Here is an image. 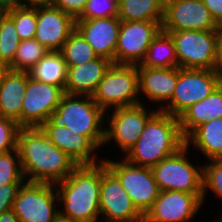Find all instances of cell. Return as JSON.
<instances>
[{
    "label": "cell",
    "instance_id": "obj_1",
    "mask_svg": "<svg viewBox=\"0 0 222 222\" xmlns=\"http://www.w3.org/2000/svg\"><path fill=\"white\" fill-rule=\"evenodd\" d=\"M17 149L24 179H28L26 182L56 184L79 166L58 149L40 127L20 128Z\"/></svg>",
    "mask_w": 222,
    "mask_h": 222
},
{
    "label": "cell",
    "instance_id": "obj_2",
    "mask_svg": "<svg viewBox=\"0 0 222 222\" xmlns=\"http://www.w3.org/2000/svg\"><path fill=\"white\" fill-rule=\"evenodd\" d=\"M101 162L79 165L65 180L56 183L59 215L78 222H97L100 216Z\"/></svg>",
    "mask_w": 222,
    "mask_h": 222
},
{
    "label": "cell",
    "instance_id": "obj_3",
    "mask_svg": "<svg viewBox=\"0 0 222 222\" xmlns=\"http://www.w3.org/2000/svg\"><path fill=\"white\" fill-rule=\"evenodd\" d=\"M184 145L179 118L158 110L124 158L134 165L153 168Z\"/></svg>",
    "mask_w": 222,
    "mask_h": 222
},
{
    "label": "cell",
    "instance_id": "obj_4",
    "mask_svg": "<svg viewBox=\"0 0 222 222\" xmlns=\"http://www.w3.org/2000/svg\"><path fill=\"white\" fill-rule=\"evenodd\" d=\"M78 97V98H77ZM85 98V99H84ZM106 112L89 95L64 94L53 119L70 128L75 134L86 136L97 148L103 146Z\"/></svg>",
    "mask_w": 222,
    "mask_h": 222
},
{
    "label": "cell",
    "instance_id": "obj_5",
    "mask_svg": "<svg viewBox=\"0 0 222 222\" xmlns=\"http://www.w3.org/2000/svg\"><path fill=\"white\" fill-rule=\"evenodd\" d=\"M137 65L112 64L100 81L93 100L107 113L113 107L121 108L143 104L138 99Z\"/></svg>",
    "mask_w": 222,
    "mask_h": 222
},
{
    "label": "cell",
    "instance_id": "obj_6",
    "mask_svg": "<svg viewBox=\"0 0 222 222\" xmlns=\"http://www.w3.org/2000/svg\"><path fill=\"white\" fill-rule=\"evenodd\" d=\"M168 34L175 45L179 68L216 69L219 30H181Z\"/></svg>",
    "mask_w": 222,
    "mask_h": 222
},
{
    "label": "cell",
    "instance_id": "obj_7",
    "mask_svg": "<svg viewBox=\"0 0 222 222\" xmlns=\"http://www.w3.org/2000/svg\"><path fill=\"white\" fill-rule=\"evenodd\" d=\"M222 84L221 75L213 70L179 68L172 98L158 110L179 117L187 108L203 100Z\"/></svg>",
    "mask_w": 222,
    "mask_h": 222
},
{
    "label": "cell",
    "instance_id": "obj_8",
    "mask_svg": "<svg viewBox=\"0 0 222 222\" xmlns=\"http://www.w3.org/2000/svg\"><path fill=\"white\" fill-rule=\"evenodd\" d=\"M188 148L185 144L152 168L160 191L203 193V167L197 169L187 159Z\"/></svg>",
    "mask_w": 222,
    "mask_h": 222
},
{
    "label": "cell",
    "instance_id": "obj_9",
    "mask_svg": "<svg viewBox=\"0 0 222 222\" xmlns=\"http://www.w3.org/2000/svg\"><path fill=\"white\" fill-rule=\"evenodd\" d=\"M55 187V184L25 181L12 207L20 222H55L60 210L56 207L59 200Z\"/></svg>",
    "mask_w": 222,
    "mask_h": 222
},
{
    "label": "cell",
    "instance_id": "obj_10",
    "mask_svg": "<svg viewBox=\"0 0 222 222\" xmlns=\"http://www.w3.org/2000/svg\"><path fill=\"white\" fill-rule=\"evenodd\" d=\"M102 160L121 182L136 209L145 216L160 193L152 168L134 165L125 158L122 162L121 160L115 162L106 158Z\"/></svg>",
    "mask_w": 222,
    "mask_h": 222
},
{
    "label": "cell",
    "instance_id": "obj_11",
    "mask_svg": "<svg viewBox=\"0 0 222 222\" xmlns=\"http://www.w3.org/2000/svg\"><path fill=\"white\" fill-rule=\"evenodd\" d=\"M64 94L61 87L37 81L28 73L21 110V128L41 127L53 118Z\"/></svg>",
    "mask_w": 222,
    "mask_h": 222
},
{
    "label": "cell",
    "instance_id": "obj_12",
    "mask_svg": "<svg viewBox=\"0 0 222 222\" xmlns=\"http://www.w3.org/2000/svg\"><path fill=\"white\" fill-rule=\"evenodd\" d=\"M101 161L100 215L104 222H143L144 216L123 189L118 178Z\"/></svg>",
    "mask_w": 222,
    "mask_h": 222
},
{
    "label": "cell",
    "instance_id": "obj_13",
    "mask_svg": "<svg viewBox=\"0 0 222 222\" xmlns=\"http://www.w3.org/2000/svg\"><path fill=\"white\" fill-rule=\"evenodd\" d=\"M162 22L121 21L115 64L140 65Z\"/></svg>",
    "mask_w": 222,
    "mask_h": 222
},
{
    "label": "cell",
    "instance_id": "obj_14",
    "mask_svg": "<svg viewBox=\"0 0 222 222\" xmlns=\"http://www.w3.org/2000/svg\"><path fill=\"white\" fill-rule=\"evenodd\" d=\"M162 31L219 30L202 0H164Z\"/></svg>",
    "mask_w": 222,
    "mask_h": 222
},
{
    "label": "cell",
    "instance_id": "obj_15",
    "mask_svg": "<svg viewBox=\"0 0 222 222\" xmlns=\"http://www.w3.org/2000/svg\"><path fill=\"white\" fill-rule=\"evenodd\" d=\"M109 117L110 127L105 128L104 145L114 139L121 150L127 153L139 139L148 120L158 111H147L142 104L113 109Z\"/></svg>",
    "mask_w": 222,
    "mask_h": 222
},
{
    "label": "cell",
    "instance_id": "obj_16",
    "mask_svg": "<svg viewBox=\"0 0 222 222\" xmlns=\"http://www.w3.org/2000/svg\"><path fill=\"white\" fill-rule=\"evenodd\" d=\"M203 193L160 191L143 222H188L201 205Z\"/></svg>",
    "mask_w": 222,
    "mask_h": 222
},
{
    "label": "cell",
    "instance_id": "obj_17",
    "mask_svg": "<svg viewBox=\"0 0 222 222\" xmlns=\"http://www.w3.org/2000/svg\"><path fill=\"white\" fill-rule=\"evenodd\" d=\"M76 20L51 4H37L35 37L49 51H60L75 30Z\"/></svg>",
    "mask_w": 222,
    "mask_h": 222
},
{
    "label": "cell",
    "instance_id": "obj_18",
    "mask_svg": "<svg viewBox=\"0 0 222 222\" xmlns=\"http://www.w3.org/2000/svg\"><path fill=\"white\" fill-rule=\"evenodd\" d=\"M118 16L76 20L75 29L92 46L95 54L115 64V50L120 32Z\"/></svg>",
    "mask_w": 222,
    "mask_h": 222
},
{
    "label": "cell",
    "instance_id": "obj_19",
    "mask_svg": "<svg viewBox=\"0 0 222 222\" xmlns=\"http://www.w3.org/2000/svg\"><path fill=\"white\" fill-rule=\"evenodd\" d=\"M48 139L60 150L68 154L78 165L98 164L95 152L97 147L84 135L75 134L70 128L53 118L41 127Z\"/></svg>",
    "mask_w": 222,
    "mask_h": 222
},
{
    "label": "cell",
    "instance_id": "obj_20",
    "mask_svg": "<svg viewBox=\"0 0 222 222\" xmlns=\"http://www.w3.org/2000/svg\"><path fill=\"white\" fill-rule=\"evenodd\" d=\"M137 69L139 95L142 92L151 102L169 103L178 81L179 67H137Z\"/></svg>",
    "mask_w": 222,
    "mask_h": 222
},
{
    "label": "cell",
    "instance_id": "obj_21",
    "mask_svg": "<svg viewBox=\"0 0 222 222\" xmlns=\"http://www.w3.org/2000/svg\"><path fill=\"white\" fill-rule=\"evenodd\" d=\"M112 64L108 59L97 57L87 63L69 67L65 93L92 96Z\"/></svg>",
    "mask_w": 222,
    "mask_h": 222
},
{
    "label": "cell",
    "instance_id": "obj_22",
    "mask_svg": "<svg viewBox=\"0 0 222 222\" xmlns=\"http://www.w3.org/2000/svg\"><path fill=\"white\" fill-rule=\"evenodd\" d=\"M28 84V72L10 71L0 82V116L21 127L22 103Z\"/></svg>",
    "mask_w": 222,
    "mask_h": 222
},
{
    "label": "cell",
    "instance_id": "obj_23",
    "mask_svg": "<svg viewBox=\"0 0 222 222\" xmlns=\"http://www.w3.org/2000/svg\"><path fill=\"white\" fill-rule=\"evenodd\" d=\"M178 118L184 138L199 125L222 118V84L209 96L187 108Z\"/></svg>",
    "mask_w": 222,
    "mask_h": 222
},
{
    "label": "cell",
    "instance_id": "obj_24",
    "mask_svg": "<svg viewBox=\"0 0 222 222\" xmlns=\"http://www.w3.org/2000/svg\"><path fill=\"white\" fill-rule=\"evenodd\" d=\"M185 144L195 145L203 155L212 159H222V118L213 119L196 127L186 138Z\"/></svg>",
    "mask_w": 222,
    "mask_h": 222
},
{
    "label": "cell",
    "instance_id": "obj_25",
    "mask_svg": "<svg viewBox=\"0 0 222 222\" xmlns=\"http://www.w3.org/2000/svg\"><path fill=\"white\" fill-rule=\"evenodd\" d=\"M68 67L60 51L47 54L29 71V76L37 81L61 87L65 92Z\"/></svg>",
    "mask_w": 222,
    "mask_h": 222
},
{
    "label": "cell",
    "instance_id": "obj_26",
    "mask_svg": "<svg viewBox=\"0 0 222 222\" xmlns=\"http://www.w3.org/2000/svg\"><path fill=\"white\" fill-rule=\"evenodd\" d=\"M164 0H121L118 18L121 21L163 22Z\"/></svg>",
    "mask_w": 222,
    "mask_h": 222
},
{
    "label": "cell",
    "instance_id": "obj_27",
    "mask_svg": "<svg viewBox=\"0 0 222 222\" xmlns=\"http://www.w3.org/2000/svg\"><path fill=\"white\" fill-rule=\"evenodd\" d=\"M137 67H178L175 45L171 36L161 30L149 45L145 58Z\"/></svg>",
    "mask_w": 222,
    "mask_h": 222
},
{
    "label": "cell",
    "instance_id": "obj_28",
    "mask_svg": "<svg viewBox=\"0 0 222 222\" xmlns=\"http://www.w3.org/2000/svg\"><path fill=\"white\" fill-rule=\"evenodd\" d=\"M62 53L67 67L80 65L96 59L92 46L75 29L64 43Z\"/></svg>",
    "mask_w": 222,
    "mask_h": 222
},
{
    "label": "cell",
    "instance_id": "obj_29",
    "mask_svg": "<svg viewBox=\"0 0 222 222\" xmlns=\"http://www.w3.org/2000/svg\"><path fill=\"white\" fill-rule=\"evenodd\" d=\"M49 50L36 39L20 41L13 62L9 65L12 71L28 72Z\"/></svg>",
    "mask_w": 222,
    "mask_h": 222
},
{
    "label": "cell",
    "instance_id": "obj_30",
    "mask_svg": "<svg viewBox=\"0 0 222 222\" xmlns=\"http://www.w3.org/2000/svg\"><path fill=\"white\" fill-rule=\"evenodd\" d=\"M12 18L20 41L35 37L37 25V5H25L6 11Z\"/></svg>",
    "mask_w": 222,
    "mask_h": 222
},
{
    "label": "cell",
    "instance_id": "obj_31",
    "mask_svg": "<svg viewBox=\"0 0 222 222\" xmlns=\"http://www.w3.org/2000/svg\"><path fill=\"white\" fill-rule=\"evenodd\" d=\"M20 39L12 18L4 12L0 17V60L10 65L16 54Z\"/></svg>",
    "mask_w": 222,
    "mask_h": 222
},
{
    "label": "cell",
    "instance_id": "obj_32",
    "mask_svg": "<svg viewBox=\"0 0 222 222\" xmlns=\"http://www.w3.org/2000/svg\"><path fill=\"white\" fill-rule=\"evenodd\" d=\"M18 149L0 154V185L23 184L24 181Z\"/></svg>",
    "mask_w": 222,
    "mask_h": 222
},
{
    "label": "cell",
    "instance_id": "obj_33",
    "mask_svg": "<svg viewBox=\"0 0 222 222\" xmlns=\"http://www.w3.org/2000/svg\"><path fill=\"white\" fill-rule=\"evenodd\" d=\"M203 198L205 199L206 190L211 189L222 198V159H212L203 165Z\"/></svg>",
    "mask_w": 222,
    "mask_h": 222
},
{
    "label": "cell",
    "instance_id": "obj_34",
    "mask_svg": "<svg viewBox=\"0 0 222 222\" xmlns=\"http://www.w3.org/2000/svg\"><path fill=\"white\" fill-rule=\"evenodd\" d=\"M118 16V5L110 0H88L82 15L76 20Z\"/></svg>",
    "mask_w": 222,
    "mask_h": 222
},
{
    "label": "cell",
    "instance_id": "obj_35",
    "mask_svg": "<svg viewBox=\"0 0 222 222\" xmlns=\"http://www.w3.org/2000/svg\"><path fill=\"white\" fill-rule=\"evenodd\" d=\"M20 128L17 122L0 116V154L17 149Z\"/></svg>",
    "mask_w": 222,
    "mask_h": 222
},
{
    "label": "cell",
    "instance_id": "obj_36",
    "mask_svg": "<svg viewBox=\"0 0 222 222\" xmlns=\"http://www.w3.org/2000/svg\"><path fill=\"white\" fill-rule=\"evenodd\" d=\"M87 1L88 0H52L50 4L61 9L76 20L82 15Z\"/></svg>",
    "mask_w": 222,
    "mask_h": 222
},
{
    "label": "cell",
    "instance_id": "obj_37",
    "mask_svg": "<svg viewBox=\"0 0 222 222\" xmlns=\"http://www.w3.org/2000/svg\"><path fill=\"white\" fill-rule=\"evenodd\" d=\"M22 184L0 185V214L12 209L13 203Z\"/></svg>",
    "mask_w": 222,
    "mask_h": 222
},
{
    "label": "cell",
    "instance_id": "obj_38",
    "mask_svg": "<svg viewBox=\"0 0 222 222\" xmlns=\"http://www.w3.org/2000/svg\"><path fill=\"white\" fill-rule=\"evenodd\" d=\"M219 26H222V0H202Z\"/></svg>",
    "mask_w": 222,
    "mask_h": 222
},
{
    "label": "cell",
    "instance_id": "obj_39",
    "mask_svg": "<svg viewBox=\"0 0 222 222\" xmlns=\"http://www.w3.org/2000/svg\"><path fill=\"white\" fill-rule=\"evenodd\" d=\"M25 5V0H0V9L4 12Z\"/></svg>",
    "mask_w": 222,
    "mask_h": 222
},
{
    "label": "cell",
    "instance_id": "obj_40",
    "mask_svg": "<svg viewBox=\"0 0 222 222\" xmlns=\"http://www.w3.org/2000/svg\"><path fill=\"white\" fill-rule=\"evenodd\" d=\"M216 71L221 75L222 78V26L219 28V42H218V57Z\"/></svg>",
    "mask_w": 222,
    "mask_h": 222
},
{
    "label": "cell",
    "instance_id": "obj_41",
    "mask_svg": "<svg viewBox=\"0 0 222 222\" xmlns=\"http://www.w3.org/2000/svg\"><path fill=\"white\" fill-rule=\"evenodd\" d=\"M0 222H20V220L11 209L0 214Z\"/></svg>",
    "mask_w": 222,
    "mask_h": 222
},
{
    "label": "cell",
    "instance_id": "obj_42",
    "mask_svg": "<svg viewBox=\"0 0 222 222\" xmlns=\"http://www.w3.org/2000/svg\"><path fill=\"white\" fill-rule=\"evenodd\" d=\"M11 71L10 66L0 60V82L5 78V76Z\"/></svg>",
    "mask_w": 222,
    "mask_h": 222
},
{
    "label": "cell",
    "instance_id": "obj_43",
    "mask_svg": "<svg viewBox=\"0 0 222 222\" xmlns=\"http://www.w3.org/2000/svg\"><path fill=\"white\" fill-rule=\"evenodd\" d=\"M26 5L50 4L52 0H25Z\"/></svg>",
    "mask_w": 222,
    "mask_h": 222
},
{
    "label": "cell",
    "instance_id": "obj_44",
    "mask_svg": "<svg viewBox=\"0 0 222 222\" xmlns=\"http://www.w3.org/2000/svg\"><path fill=\"white\" fill-rule=\"evenodd\" d=\"M55 222H78V221H74V220H71V219H68L59 215L56 218Z\"/></svg>",
    "mask_w": 222,
    "mask_h": 222
},
{
    "label": "cell",
    "instance_id": "obj_45",
    "mask_svg": "<svg viewBox=\"0 0 222 222\" xmlns=\"http://www.w3.org/2000/svg\"><path fill=\"white\" fill-rule=\"evenodd\" d=\"M110 1H113L114 3H116L117 5H119L121 0H110Z\"/></svg>",
    "mask_w": 222,
    "mask_h": 222
},
{
    "label": "cell",
    "instance_id": "obj_46",
    "mask_svg": "<svg viewBox=\"0 0 222 222\" xmlns=\"http://www.w3.org/2000/svg\"><path fill=\"white\" fill-rule=\"evenodd\" d=\"M4 11L0 9V17L3 15Z\"/></svg>",
    "mask_w": 222,
    "mask_h": 222
},
{
    "label": "cell",
    "instance_id": "obj_47",
    "mask_svg": "<svg viewBox=\"0 0 222 222\" xmlns=\"http://www.w3.org/2000/svg\"><path fill=\"white\" fill-rule=\"evenodd\" d=\"M221 217H222V216H221ZM218 220H219V221H216V222H222V218H220V217H219V219H218Z\"/></svg>",
    "mask_w": 222,
    "mask_h": 222
}]
</instances>
